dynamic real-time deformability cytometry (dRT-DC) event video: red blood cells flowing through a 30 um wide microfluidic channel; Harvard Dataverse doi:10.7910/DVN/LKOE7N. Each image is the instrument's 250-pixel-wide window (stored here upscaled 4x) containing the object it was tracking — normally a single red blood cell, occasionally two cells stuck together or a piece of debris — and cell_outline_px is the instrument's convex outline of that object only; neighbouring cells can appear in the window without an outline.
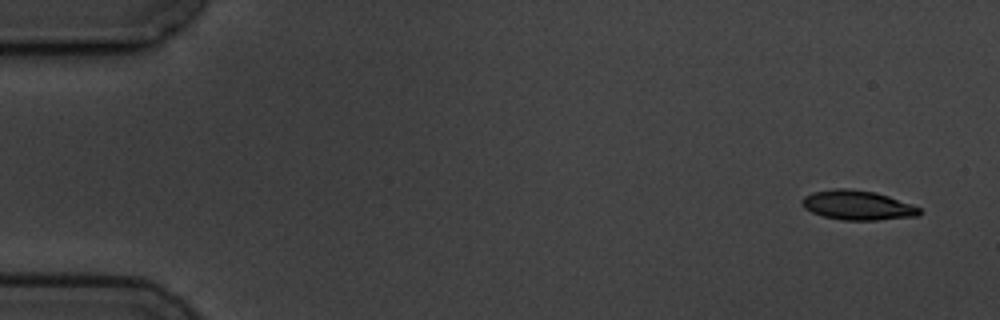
{"species": "common noctule bat (a hibernating species)", "species_latin": "Nyctalus noctula", "temperature_condition": "cold", "stored_images_in_passage": 6, "camera_frame_rate_fps": 3000, "um_per_image_px": 0.085, "animal": {"sex": "male", "body_mass_g": 19.5, "forearm_length_mm": 54.6}, "frame": {"image": 1, "passage_image": 1, "time_ms": 0.0, "image_size_px": [1000, 320], "cell_outline_px": [[920, 212], [916, 216], [876, 220], [840, 220], [824, 216], [812, 212], [804, 208], [800, 204], [800, 200], [804, 196], [812, 192], [836, 188], [848, 188], [876, 192], [912, 204], [920, 208]], "centroid_in_image_um": [72.84, 17.43], "position_along_channel_um": 12.2, "area_um2": 20.23}}
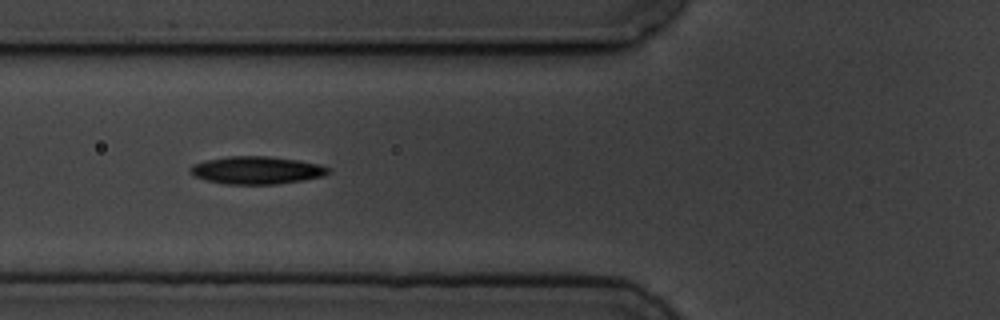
{"frame": {"image": 2, "passage_image": 5, "time_ms": 6.0, "image_size_px": [1000, 320], "cell_outline_px": [[332, 172], [324, 176], [304, 180], [276, 184], [224, 184], [204, 180], [192, 176], [188, 172], [188, 168], [192, 164], [204, 160], [228, 156], [268, 156], [296, 160], [320, 164], [328, 168]], "centroid_in_image_um": [21.75, 14.47], "position_along_channel_um": 104.0, "area_um2": 22.6}}
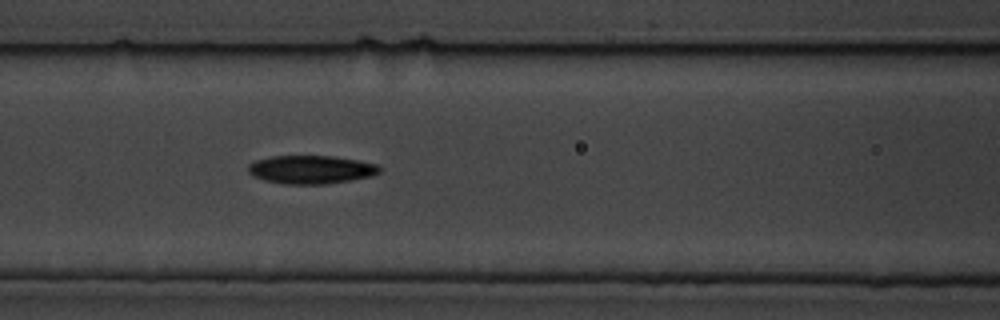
{"frame": {"image": 3, "passage_image": 6, "time_ms": 7.0, "image_size_px": [1000, 320], "cell_outline_px": [[380, 172], [372, 176], [352, 180], [324, 184], [284, 184], [264, 180], [252, 176], [248, 172], [248, 164], [256, 160], [272, 156], [332, 156], [360, 160], [376, 164], [380, 168]], "centroid_in_image_um": [26.43, 14.41], "position_along_channel_um": 140.2, "area_um2": 21.79}}